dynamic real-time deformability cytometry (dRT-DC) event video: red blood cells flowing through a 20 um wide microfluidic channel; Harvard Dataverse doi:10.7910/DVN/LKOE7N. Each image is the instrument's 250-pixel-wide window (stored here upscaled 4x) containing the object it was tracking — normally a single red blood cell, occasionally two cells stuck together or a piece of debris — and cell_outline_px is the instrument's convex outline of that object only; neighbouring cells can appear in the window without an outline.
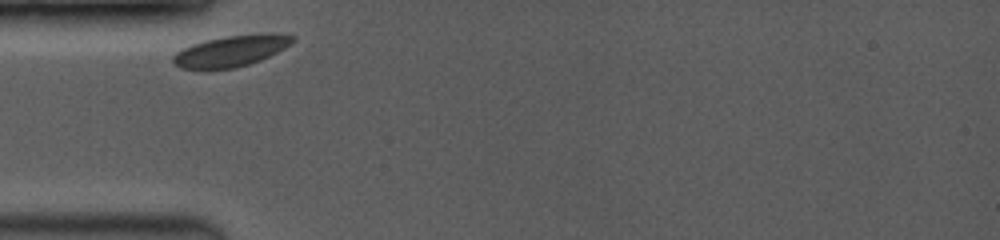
{"species": "common noctule bat (a hibernating species)", "species_latin": "Nyctalus noctula", "temperature_condition": "room temperature", "stored_images_in_passage": 25, "camera_frame_rate_fps": 3500, "um_per_image_px": 0.085, "animal": {"sex": "female", "body_mass_g": 19.0, "forearm_length_mm": 53.3}, "frame": {"image": 1, "passage_image": 1, "time_ms": 0.0, "image_size_px": [1000, 240], "cell_outline_px": [[296, 40], [284, 48], [260, 60], [248, 64], [232, 68], [208, 72], [204, 72], [180, 68], [172, 60], [172, 56], [176, 52], [192, 44], [224, 36], [260, 32], [276, 32], [296, 36]], "centroid_in_image_um": [19.63, 4.34], "position_along_channel_um": 65.4, "area_um2": 22.43}}
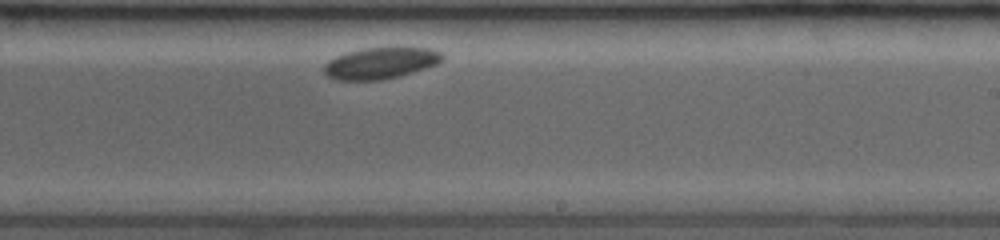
{"frame": {"image": 2, "passage_image": 15, "time_ms": 5.429, "image_size_px": [1000, 240], "cell_outline_px": [[444, 60], [436, 64], [400, 76], [384, 80], [336, 80], [328, 76], [324, 72], [324, 64], [328, 60], [336, 56], [348, 52], [364, 48], [432, 48], [440, 52], [444, 56]], "centroid_in_image_um": [32.34, 5.37], "position_along_channel_um": 256.7, "area_um2": 21.56}}
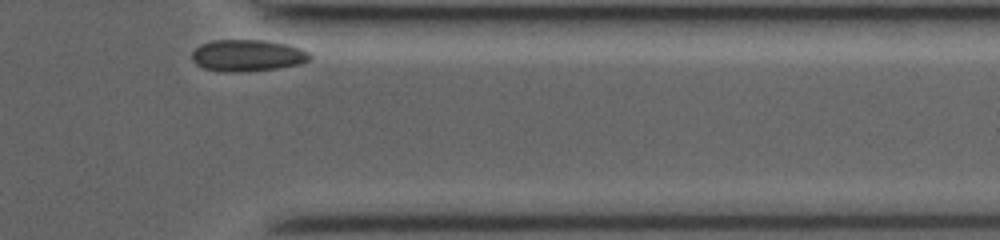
{"frame": {"image": 3, "passage_image": 25, "time_ms": 9.143, "image_size_px": [1000, 240], "cell_outline_px": [[312, 56], [308, 60], [300, 64], [276, 68], [232, 72], [224, 72], [204, 68], [196, 64], [192, 60], [192, 52], [200, 44], [212, 40], [264, 40], [288, 44], [300, 48], [308, 52]], "centroid_in_image_um": [21.02, 4.7], "position_along_channel_um": 390.4, "area_um2": 21.68}}